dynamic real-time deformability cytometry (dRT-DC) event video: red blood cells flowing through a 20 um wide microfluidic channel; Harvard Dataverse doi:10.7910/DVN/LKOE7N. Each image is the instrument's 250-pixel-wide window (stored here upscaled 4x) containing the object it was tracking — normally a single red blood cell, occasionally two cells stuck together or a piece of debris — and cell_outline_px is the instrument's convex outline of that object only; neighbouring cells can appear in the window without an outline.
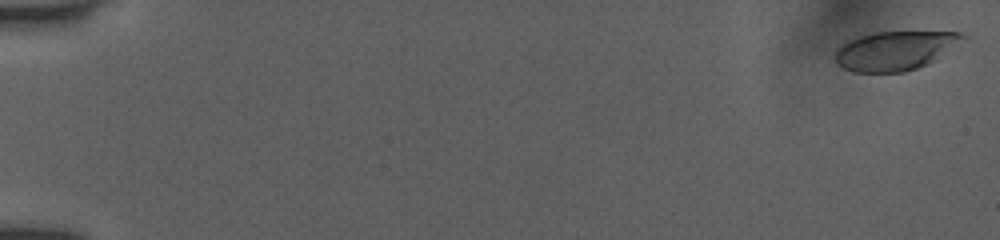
{"species": "human", "species_latin": "Homo sapiens", "temperature_condition": "room temperature", "stored_images_in_passage": 9, "camera_frame_rate_fps": 3000, "um_per_image_px": 0.085, "donor": {"sex": "female"}, "frame": {"image": 1, "passage_image": 1, "time_ms": 0.0, "image_size_px": [1000, 240], "cell_outline_px": [[968, 36], [924, 64], [916, 68], [900, 72], [856, 72], [844, 68], [836, 64], [836, 48], [848, 40], [860, 36], [876, 32], [960, 32]], "centroid_in_image_um": [75.98, 4.29], "position_along_channel_um": 9.0, "area_um2": 28.15}}
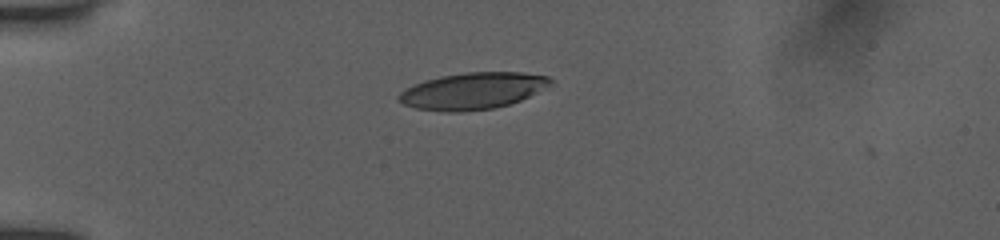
{"frame": {"image": 2, "passage_image": 7, "time_ms": 4.667, "image_size_px": [1000, 240], "cell_outline_px": [[556, 84], [520, 100], [508, 104], [492, 108], [460, 112], [448, 112], [416, 108], [404, 104], [396, 96], [400, 92], [424, 80], [440, 76], [464, 72], [520, 72], [548, 76]], "centroid_in_image_um": [40.23, 7.71], "position_along_channel_um": 44.8, "area_um2": 32.37}}